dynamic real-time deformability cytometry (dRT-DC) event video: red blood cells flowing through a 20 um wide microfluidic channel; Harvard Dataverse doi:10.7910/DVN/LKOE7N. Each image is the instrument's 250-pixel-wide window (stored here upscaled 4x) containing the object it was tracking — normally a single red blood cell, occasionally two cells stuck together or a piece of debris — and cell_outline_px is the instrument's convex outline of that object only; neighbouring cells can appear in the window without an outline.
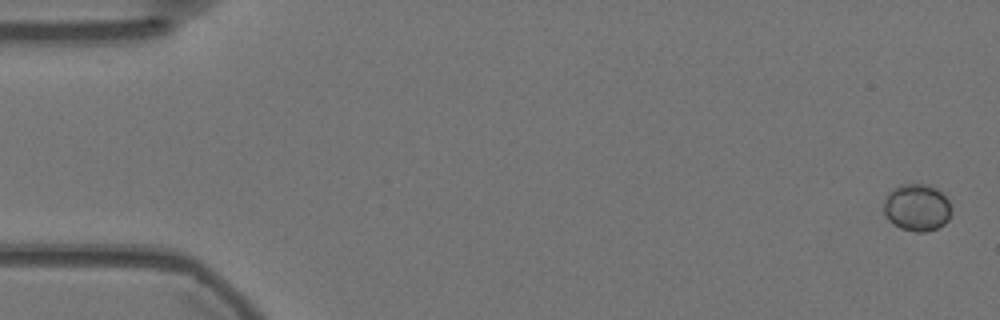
{"species": "Egyptian fruit bat (a non-hibernating species)", "species_latin": "Rousettus aegyptiacus", "temperature_condition": "warm", "stored_images_in_passage": 52, "camera_frame_rate_fps": 3000, "um_per_image_px": 0.085, "animal": {"sex": "female"}, "frame": {"image": 1, "passage_image": 1, "time_ms": 0.0, "image_size_px": [1000, 320], "cell_outline_px": [[952, 212], [948, 220], [944, 224], [936, 228], [924, 232], [916, 232], [900, 228], [888, 220], [884, 216], [884, 200], [888, 192], [892, 188], [900, 184], [928, 184], [936, 188], [948, 200]], "centroid_in_image_um": [77.92, 17.63], "position_along_channel_um": 7.1, "area_um2": 18.73}}
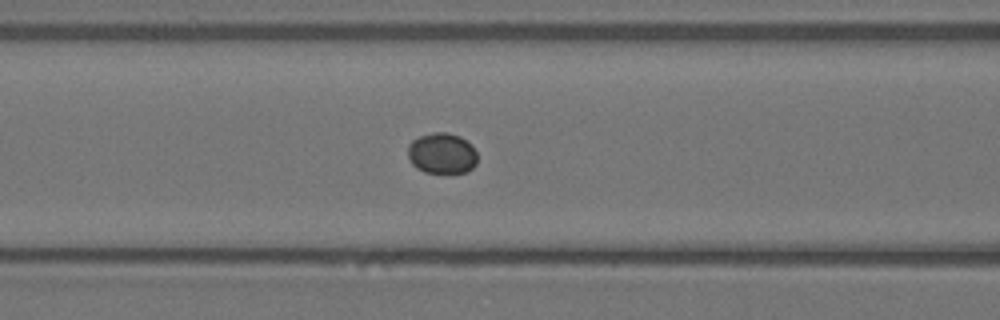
{"frame": {"image": 2, "passage_image": 23, "time_ms": 7.333, "image_size_px": [1000, 320], "cell_outline_px": [[476, 164], [468, 172], [424, 172], [416, 168], [412, 164], [408, 156], [408, 144], [412, 140], [420, 136], [432, 132], [448, 132], [460, 136], [472, 144], [476, 152]], "centroid_in_image_um": [37.56, 13.02], "position_along_channel_um": 129.0, "area_um2": 16.65}}
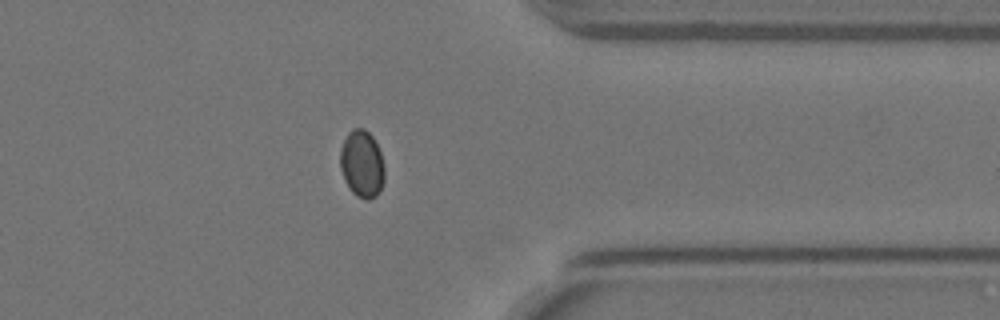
{"frame": {"image": 3, "passage_image": 45, "time_ms": 14.667, "image_size_px": [1000, 320], "cell_outline_px": [[384, 184], [376, 196], [368, 200], [356, 196], [348, 188], [344, 180], [340, 168], [340, 148], [348, 132], [352, 128], [364, 128], [372, 136], [380, 152], [384, 164]], "centroid_in_image_um": [30.75, 13.94], "position_along_channel_um": 380.6, "area_um2": 17.57}}